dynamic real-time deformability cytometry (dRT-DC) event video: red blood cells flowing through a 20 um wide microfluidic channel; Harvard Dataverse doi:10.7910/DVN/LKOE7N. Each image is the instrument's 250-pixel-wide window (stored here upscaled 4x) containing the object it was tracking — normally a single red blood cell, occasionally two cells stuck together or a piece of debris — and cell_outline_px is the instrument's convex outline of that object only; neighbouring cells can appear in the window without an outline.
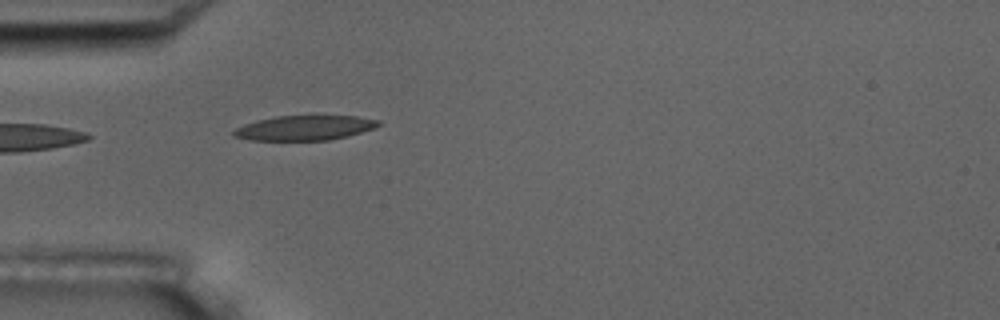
{"species": "common noctule bat (a hibernating species)", "species_latin": "Nyctalus noctula", "temperature_condition": "room temperature", "stored_images_in_passage": 3, "camera_frame_rate_fps": 3000, "um_per_image_px": 0.085, "animal": {"sex": "male", "body_mass_g": 17.5, "forearm_length_mm": 52.3}, "frame": {"image": 1, "passage_image": 3, "time_ms": 2.333, "image_size_px": [1000, 320], "cell_outline_px": [[380, 124], [376, 128], [348, 136], [328, 140], [248, 140], [232, 136], [232, 132], [236, 128], [244, 124], [256, 120], [276, 116], [312, 112], [316, 112], [356, 116], [380, 120]], "centroid_in_image_um": [25.93, 10.81], "position_along_channel_um": 59.1, "area_um2": 22.2}}